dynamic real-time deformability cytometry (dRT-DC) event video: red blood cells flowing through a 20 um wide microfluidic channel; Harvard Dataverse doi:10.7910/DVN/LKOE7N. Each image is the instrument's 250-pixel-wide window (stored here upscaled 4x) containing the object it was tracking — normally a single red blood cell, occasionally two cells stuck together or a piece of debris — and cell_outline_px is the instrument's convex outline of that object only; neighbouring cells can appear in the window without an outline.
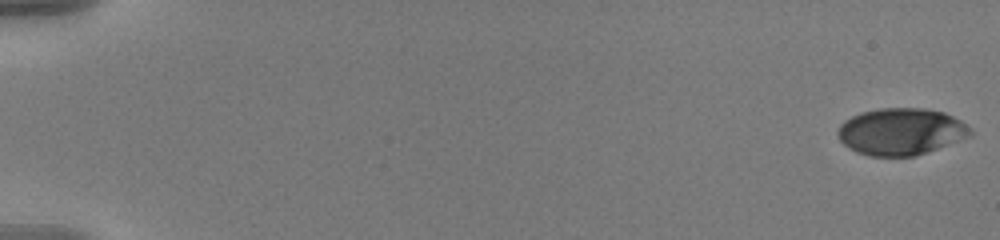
{"species": "human", "species_latin": "Homo sapiens", "temperature_condition": "warm", "stored_images_in_passage": 57, "camera_frame_rate_fps": 3000, "um_per_image_px": 0.085, "donor": {"sex": "male"}, "frame": {"image": 1, "passage_image": 1, "time_ms": 0.0, "image_size_px": [1000, 240], "cell_outline_px": [[972, 136], [916, 156], [868, 156], [856, 152], [848, 148], [840, 140], [836, 132], [840, 124], [844, 120], [860, 112], [880, 108], [924, 108], [944, 112], [960, 120], [972, 132]], "centroid_in_image_um": [76.55, 11.19], "position_along_channel_um": 8.4, "area_um2": 36.36}}
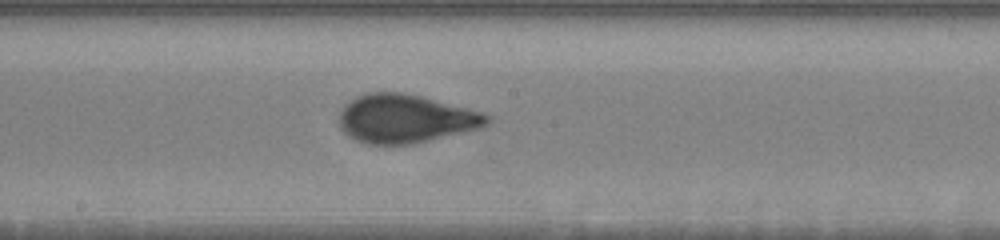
{"frame": {"image": 2, "passage_image": 33, "time_ms": 10.667, "image_size_px": [1000, 240], "cell_outline_px": [[492, 116], [488, 124], [476, 128], [412, 144], [368, 144], [356, 140], [348, 136], [340, 128], [340, 112], [344, 104], [356, 96], [368, 92], [400, 92], [420, 96], [484, 112]], "centroid_in_image_um": [34.43, 10.07], "position_along_channel_um": 213.8, "area_um2": 41.5}}
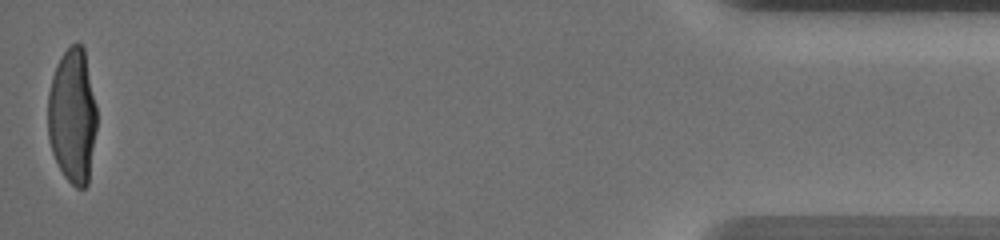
{"frame": {"image": 3, "passage_image": 57, "time_ms": 18.667, "image_size_px": [1000, 240], "cell_outline_px": [[96, 128], [88, 184], [84, 188], [76, 188], [64, 176], [52, 152], [48, 136], [48, 92], [52, 76], [56, 64], [60, 56], [76, 40], [84, 48], [96, 104]], "centroid_in_image_um": [6.16, 9.83], "position_along_channel_um": 429.0, "area_um2": 38.55}, "authors_computed_cell_mechanics": {"area_um2": 39.1306, "velocity_mm_per_s": 3.6482, "shape_relaxation_time_tau1_ms": 6.0967, "shape_relaxation_time_tau2_ms": null, "deformation_change_tau1": 0.2685, "deformation_change_tau2": null}}